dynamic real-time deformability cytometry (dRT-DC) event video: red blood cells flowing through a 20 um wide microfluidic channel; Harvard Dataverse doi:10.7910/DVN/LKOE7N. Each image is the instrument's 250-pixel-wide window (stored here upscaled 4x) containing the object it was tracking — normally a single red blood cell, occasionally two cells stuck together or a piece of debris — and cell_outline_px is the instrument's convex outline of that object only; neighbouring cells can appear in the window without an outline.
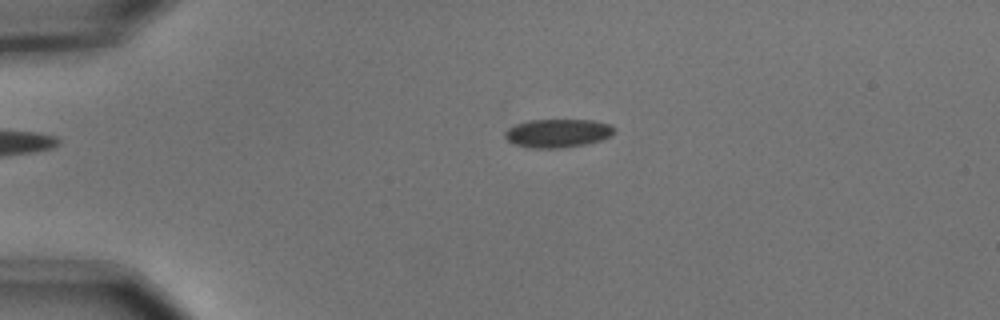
{"species": "common noctule bat (a hibernating species)", "species_latin": "Nyctalus noctula", "temperature_condition": "cold", "stored_images_in_passage": 2, "camera_frame_rate_fps": 3000, "um_per_image_px": 0.085, "animal": {"sex": "male", "body_mass_g": 15.6}, "frame": {"image": 1, "passage_image": 1, "time_ms": 0.0, "image_size_px": [1000, 320], "cell_outline_px": [[616, 128], [612, 136], [600, 140], [584, 144], [564, 148], [528, 148], [516, 144], [508, 140], [504, 136], [504, 132], [508, 128], [516, 124], [528, 120], [592, 120], [608, 124]], "centroid_in_image_um": [47.4, 11.32], "position_along_channel_um": 37.6, "area_um2": 18.15}}